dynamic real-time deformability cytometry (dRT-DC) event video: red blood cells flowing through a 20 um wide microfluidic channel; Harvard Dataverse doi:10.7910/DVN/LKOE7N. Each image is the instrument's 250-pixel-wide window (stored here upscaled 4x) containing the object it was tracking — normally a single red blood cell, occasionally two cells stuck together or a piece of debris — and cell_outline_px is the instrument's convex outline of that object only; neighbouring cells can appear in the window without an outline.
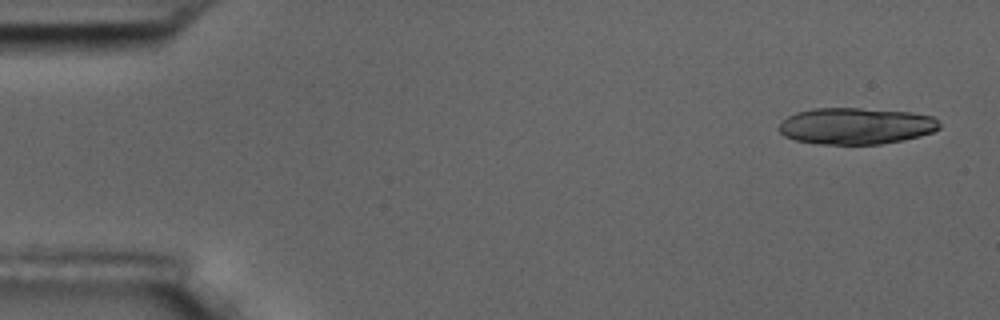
{"species": "common noctule bat (a hibernating species)", "species_latin": "Nyctalus noctula", "temperature_condition": "room temperature", "stored_images_in_passage": 9, "camera_frame_rate_fps": 3000, "um_per_image_px": 0.085, "animal": {"sex": "male", "body_mass_g": 17.5, "forearm_length_mm": 52.3}, "frame": {"image": 1, "passage_image": 1, "time_ms": 0.0, "image_size_px": [1000, 320], "cell_outline_px": [[940, 128], [932, 132], [920, 136], [880, 144], [816, 144], [796, 140], [784, 136], [776, 128], [788, 116], [796, 112], [812, 108], [860, 108], [912, 112], [932, 116], [940, 124]], "centroid_in_image_um": [72.73, 10.7], "position_along_channel_um": 12.3, "area_um2": 34.22}}
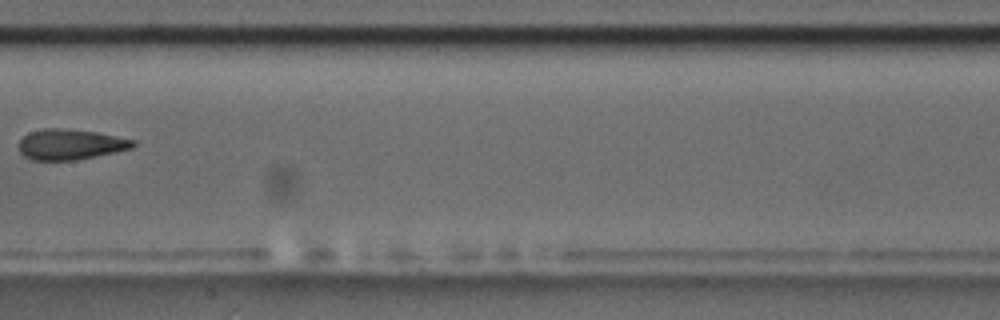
{"frame": {"image": 2, "passage_image": 8, "time_ms": 9.0, "image_size_px": [1000, 320], "cell_outline_px": [[136, 144], [132, 148], [116, 152], [76, 160], [32, 160], [24, 156], [20, 152], [20, 140], [28, 132], [44, 128], [60, 128], [96, 132], [136, 140]], "centroid_in_image_um": [5.99, 12.27], "position_along_channel_um": 201.4, "area_um2": 20.29}}
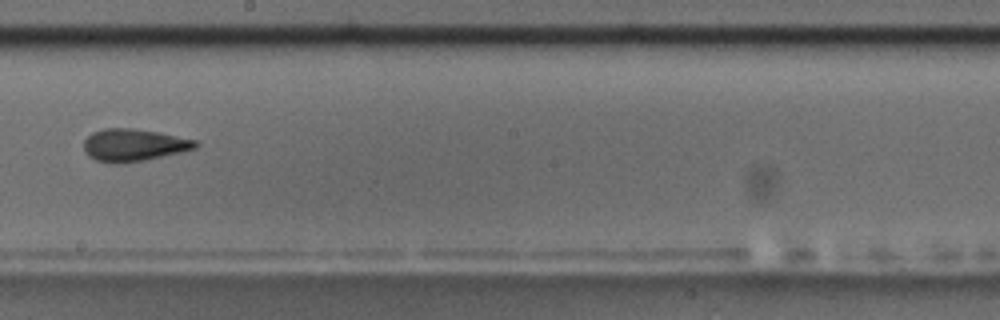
{"frame": {"image": 3, "passage_image": 9, "time_ms": 10.0, "image_size_px": [1000, 320], "cell_outline_px": [[200, 144], [196, 148], [184, 152], [144, 160], [120, 164], [112, 164], [96, 160], [88, 156], [84, 152], [84, 140], [92, 132], [104, 128], [132, 128], [156, 132], [196, 140]], "centroid_in_image_um": [11.35, 12.34], "position_along_channel_um": 236.8, "area_um2": 21.21}}